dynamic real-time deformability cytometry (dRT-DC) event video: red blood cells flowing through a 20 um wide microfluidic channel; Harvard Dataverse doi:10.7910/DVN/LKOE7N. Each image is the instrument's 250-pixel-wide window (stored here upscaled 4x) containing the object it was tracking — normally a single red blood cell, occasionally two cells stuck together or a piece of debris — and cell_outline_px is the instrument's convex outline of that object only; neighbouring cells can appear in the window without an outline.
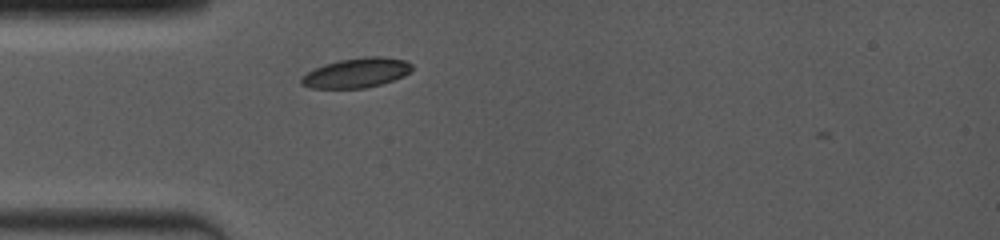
{"species": "common noctule bat (a hibernating species)", "species_latin": "Nyctalus noctula", "temperature_condition": "room temperature", "stored_images_in_passage": 27, "camera_frame_rate_fps": 4000, "um_per_image_px": 0.085, "animal": {"sex": "female", "body_mass_g": 19.0, "forearm_length_mm": 53.3}, "frame": {"image": 1, "passage_image": 2, "time_ms": 0.25, "image_size_px": [1000, 240], "cell_outline_px": [[412, 68], [404, 76], [380, 84], [364, 88], [312, 88], [300, 84], [300, 76], [324, 64], [340, 60], [364, 56], [380, 56], [404, 60], [412, 64]], "centroid_in_image_um": [30.27, 6.19], "position_along_channel_um": 54.7, "area_um2": 19.02}}
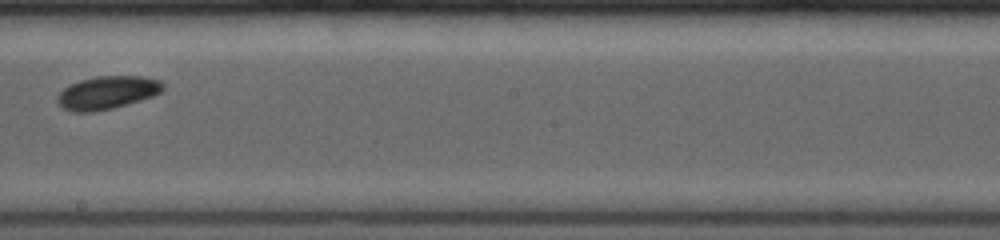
{"frame": {"image": 2, "passage_image": 16, "time_ms": 5.0, "image_size_px": [1000, 240], "cell_outline_px": [[164, 88], [160, 92], [152, 96], [112, 108], [92, 112], [72, 112], [64, 108], [56, 100], [56, 96], [64, 88], [80, 80], [96, 76], [144, 76], [160, 80], [164, 84]], "centroid_in_image_um": [9.11, 7.86], "position_along_channel_um": 239.1, "area_um2": 20.17}}
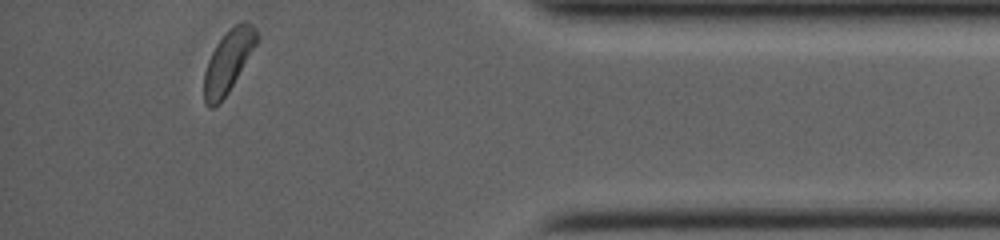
{"frame": {"image": 3, "passage_image": 27, "time_ms": 10.0, "image_size_px": [1000, 240], "cell_outline_px": [[260, 40], [228, 92], [220, 104], [212, 108], [208, 108], [204, 104], [204, 72], [208, 60], [216, 44], [236, 24], [244, 20], [252, 24], [256, 28], [260, 36]], "centroid_in_image_um": [19.42, 5.24], "position_along_channel_um": 415.8, "area_um2": 19.19}, "authors_computed_cell_mechanics": {"area_um2": 19.4208, "velocity_mm_per_s": 4.0131, "shape_relaxation_time_tau1_ms": 1.6627, "shape_relaxation_time_tau2_ms": null, "deformation_change_tau1": 0.0585, "deformation_change_tau2": null}}